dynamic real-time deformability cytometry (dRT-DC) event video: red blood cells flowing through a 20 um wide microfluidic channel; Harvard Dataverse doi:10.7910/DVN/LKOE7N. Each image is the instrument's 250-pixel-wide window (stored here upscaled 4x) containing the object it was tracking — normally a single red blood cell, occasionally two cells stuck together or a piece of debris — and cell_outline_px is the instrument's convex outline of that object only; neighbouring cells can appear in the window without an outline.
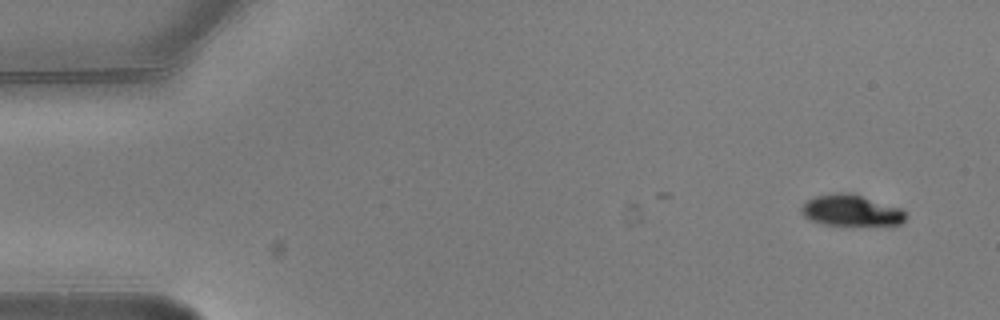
{"species": "common noctule bat (a hibernating species)", "species_latin": "Nyctalus noctula", "temperature_condition": "warm", "stored_images_in_passage": 5, "camera_frame_rate_fps": 3000, "um_per_image_px": 0.085, "animal": {"sex": "male", "body_mass_g": 20.5, "forearm_length_mm": 52.5}, "frame": {"image": 1, "passage_image": 1, "time_ms": 0.0, "image_size_px": [1000, 320], "cell_outline_px": [[908, 216], [900, 224], [852, 228], [824, 224], [808, 220], [800, 212], [800, 208], [808, 200], [816, 196], [836, 192], [852, 192], [900, 208], [908, 212]], "centroid_in_image_um": [72.38, 17.93], "position_along_channel_um": 12.6, "area_um2": 20.0}}
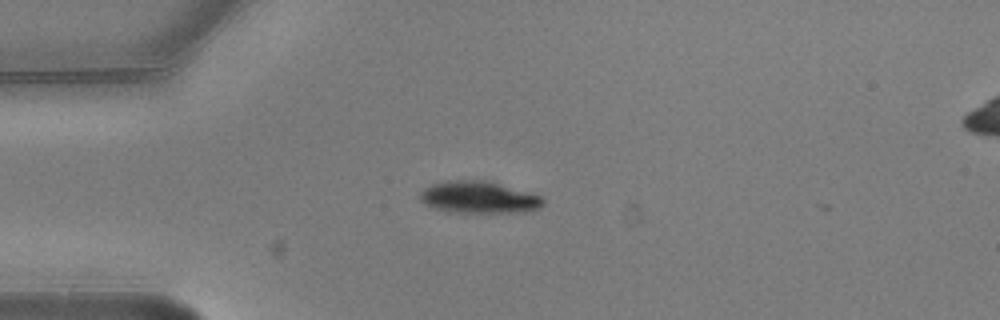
{"frame": {"image": 2, "passage_image": 4, "time_ms": 1.0, "image_size_px": [1000, 320], "cell_outline_px": [[544, 204], [540, 208], [524, 212], [456, 212], [436, 208], [424, 204], [420, 200], [420, 192], [424, 188], [432, 184], [448, 180], [488, 180], [532, 192], [540, 196], [544, 200]], "centroid_in_image_um": [40.74, 16.75], "position_along_channel_um": 44.3, "area_um2": 23.06}}